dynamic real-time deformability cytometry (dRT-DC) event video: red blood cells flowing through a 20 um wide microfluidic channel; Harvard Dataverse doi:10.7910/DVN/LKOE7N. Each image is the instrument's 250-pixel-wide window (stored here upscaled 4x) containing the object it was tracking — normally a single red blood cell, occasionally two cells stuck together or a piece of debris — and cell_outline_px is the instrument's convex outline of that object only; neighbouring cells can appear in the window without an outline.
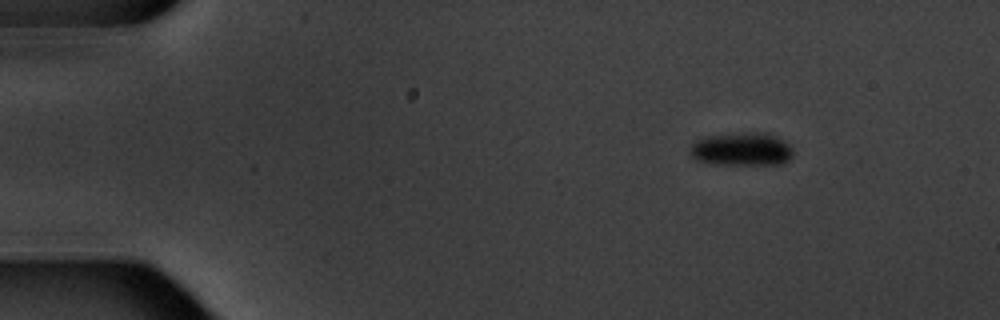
{"species": "common noctule bat (a hibernating species)", "species_latin": "Nyctalus noctula", "temperature_condition": "warm", "stored_images_in_passage": 4, "camera_frame_rate_fps": 3000, "um_per_image_px": 0.085, "animal": {"sex": "male", "body_mass_g": 20.1, "forearm_length_mm": 53.5}, "frame": {"image": 1, "passage_image": 1, "time_ms": 0.0, "image_size_px": [1000, 320], "cell_outline_px": [[792, 156], [784, 164], [708, 164], [696, 160], [688, 152], [692, 144], [696, 140], [708, 136], [748, 132], [768, 132], [784, 140], [792, 148]], "centroid_in_image_um": [63.04, 12.68], "position_along_channel_um": 22.0, "area_um2": 20.17}}